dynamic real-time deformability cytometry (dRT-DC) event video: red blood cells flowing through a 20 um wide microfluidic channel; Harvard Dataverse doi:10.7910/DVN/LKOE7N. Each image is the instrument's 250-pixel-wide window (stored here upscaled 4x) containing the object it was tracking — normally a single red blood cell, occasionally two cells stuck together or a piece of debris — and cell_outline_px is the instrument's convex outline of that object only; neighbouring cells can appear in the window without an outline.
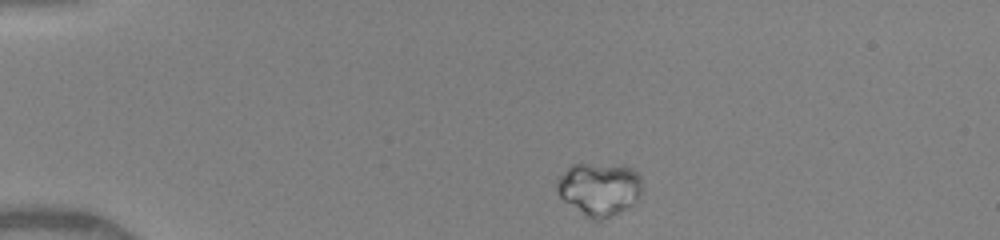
{"species": "human", "species_latin": "Homo sapiens", "temperature_condition": "warm", "stored_images_in_passage": 41, "camera_frame_rate_fps": 3000, "um_per_image_px": 0.085, "donor": {"sex": "female"}, "frame": {"image": 1, "passage_image": 1, "time_ms": 0.0, "image_size_px": [1000, 240], "cell_outline_px": [[640, 192], [636, 200], [632, 204], [600, 220], [592, 220], [564, 200], [560, 196], [556, 188], [556, 180], [572, 164], [588, 164], [632, 168], [640, 176]], "centroid_in_image_um": [50.89, 16.06], "position_along_channel_um": 34.1, "area_um2": 25.43}}
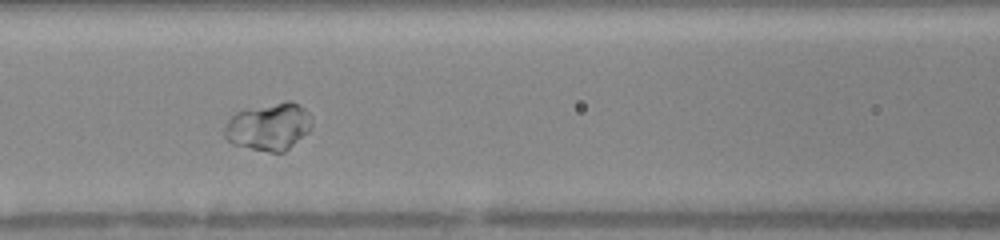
{"frame": {"image": 2, "passage_image": 14, "time_ms": 4.333, "image_size_px": [1000, 240], "cell_outline_px": [[312, 128], [308, 132], [284, 152], [268, 152], [232, 144], [224, 136], [224, 128], [228, 120], [236, 112], [284, 100], [292, 100], [304, 108], [308, 112], [312, 120]], "centroid_in_image_um": [22.87, 10.76], "position_along_channel_um": 143.7, "area_um2": 24.16}}
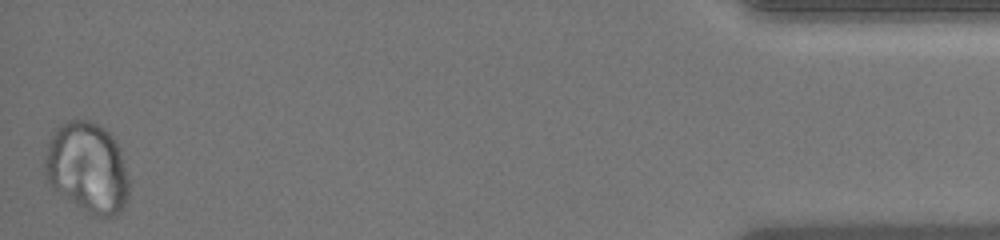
{"frame": {"image": 3, "passage_image": 41, "time_ms": 13.333, "image_size_px": [1000, 240], "cell_outline_px": [[128, 196], [124, 208], [116, 216], [100, 216], [88, 212], [80, 208], [56, 188], [48, 180], [44, 172], [44, 160], [48, 144], [52, 136], [68, 120], [88, 120], [104, 128], [112, 136], [120, 152], [128, 180]], "centroid_in_image_um": [7.44, 14.27], "position_along_channel_um": 427.8, "area_um2": 43.35}}